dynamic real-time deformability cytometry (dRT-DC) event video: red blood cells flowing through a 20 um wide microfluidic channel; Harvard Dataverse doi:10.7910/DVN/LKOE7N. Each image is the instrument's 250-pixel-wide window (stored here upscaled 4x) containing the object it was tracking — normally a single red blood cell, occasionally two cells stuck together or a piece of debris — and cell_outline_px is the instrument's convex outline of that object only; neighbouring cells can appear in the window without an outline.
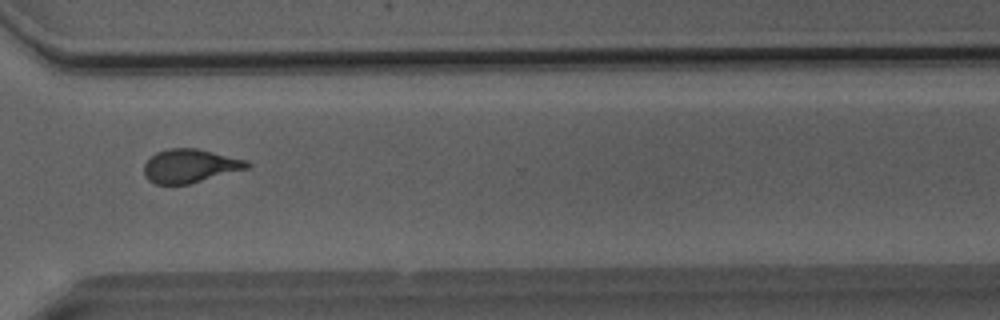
{"species": "Egyptian fruit bat (a non-hibernating species)", "species_latin": "Rousettus aegyptiacus", "temperature_condition": "room temperature", "stored_images_in_passage": 30, "camera_frame_rate_fps": 3000, "um_per_image_px": 0.085, "animal": {"sex": "male"}, "frame": {"image": 1, "passage_image": 22, "time_ms": 7.0, "image_size_px": [1000, 320], "cell_outline_px": [[252, 164], [248, 168], [188, 184], [156, 184], [148, 180], [144, 176], [144, 164], [156, 152], [168, 148], [196, 148], [248, 160]], "centroid_in_image_um": [16.15, 14.1], "position_along_channel_um": 354.5, "area_um2": 20.11}, "authors_computed_cell_mechanics": {"area_um2": 20.23, "velocity_mm_per_s": 4.0603, "shape_relaxation_time_tau1_ms": null, "shape_relaxation_time_tau2_ms": 1.8569, "deformation_change_tau1": null, "deformation_change_tau2": 0.0778}}